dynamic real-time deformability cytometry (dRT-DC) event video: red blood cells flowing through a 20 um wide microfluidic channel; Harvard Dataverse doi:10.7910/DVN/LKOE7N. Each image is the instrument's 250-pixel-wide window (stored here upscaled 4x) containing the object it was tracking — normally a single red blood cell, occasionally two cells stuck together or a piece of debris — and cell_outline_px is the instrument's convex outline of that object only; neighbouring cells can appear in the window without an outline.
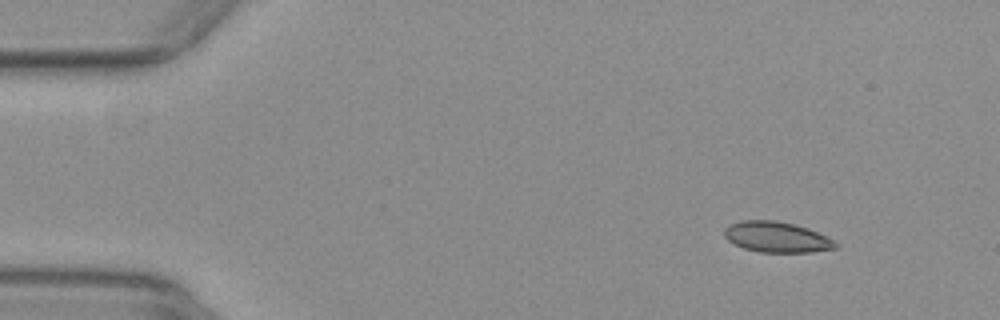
{"species": "common noctule bat (a hibernating species)", "species_latin": "Nyctalus noctula", "temperature_condition": "warm", "stored_images_in_passage": 51, "camera_frame_rate_fps": 3000, "um_per_image_px": 0.085, "animal": {"sex": "female", "body_mass_g": 29.2, "forearm_length_mm": 56.3}, "frame": {"image": 1, "passage_image": 5, "time_ms": 1.333, "image_size_px": [1000, 320], "cell_outline_px": [[840, 244], [836, 248], [812, 252], [760, 252], [744, 248], [728, 240], [724, 236], [724, 228], [728, 224], [740, 220], [776, 220], [796, 224], [808, 228]], "centroid_in_image_um": [65.99, 20.14], "position_along_channel_um": 19.0, "area_um2": 19.88}}
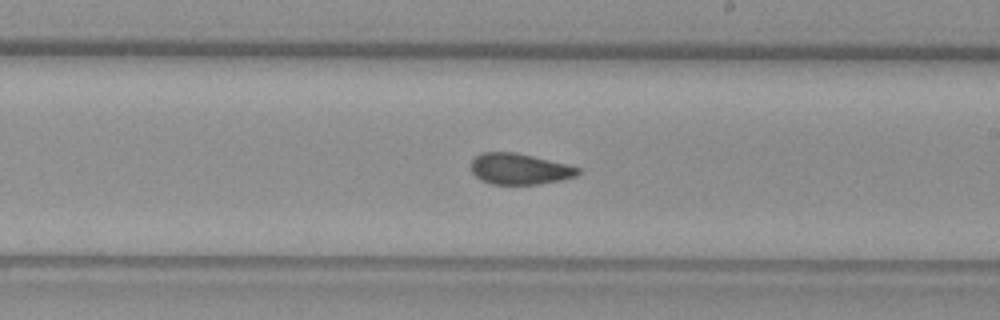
{"frame": {"image": 2, "passage_image": 30, "time_ms": 9.667, "image_size_px": [1000, 320], "cell_outline_px": [[580, 172], [576, 176], [560, 180], [540, 184], [492, 184], [480, 180], [472, 172], [472, 160], [480, 152], [516, 152], [568, 164], [580, 168]], "centroid_in_image_um": [44.16, 14.35], "position_along_channel_um": 244.8, "area_um2": 19.36}}
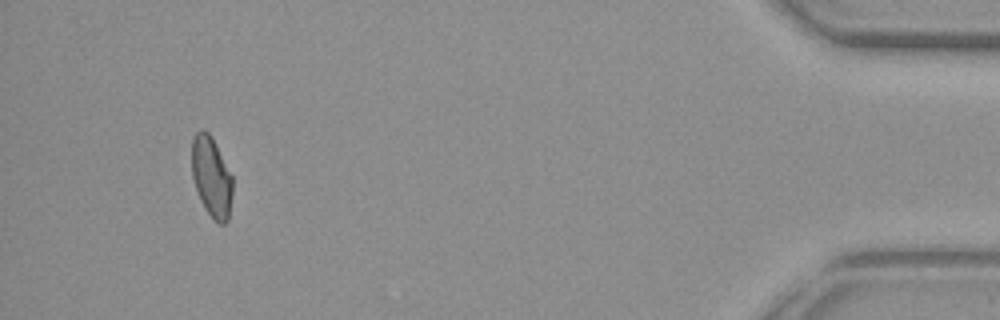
{"frame": {"image": 3, "passage_image": 49, "time_ms": 16.0, "image_size_px": [1000, 320], "cell_outline_px": [[232, 196], [228, 220], [224, 224], [220, 224], [212, 220], [204, 208], [200, 200], [192, 176], [192, 136], [200, 128], [208, 132], [212, 136], [232, 176]], "centroid_in_image_um": [17.97, 15.04], "position_along_channel_um": 417.2, "area_um2": 19.31}}